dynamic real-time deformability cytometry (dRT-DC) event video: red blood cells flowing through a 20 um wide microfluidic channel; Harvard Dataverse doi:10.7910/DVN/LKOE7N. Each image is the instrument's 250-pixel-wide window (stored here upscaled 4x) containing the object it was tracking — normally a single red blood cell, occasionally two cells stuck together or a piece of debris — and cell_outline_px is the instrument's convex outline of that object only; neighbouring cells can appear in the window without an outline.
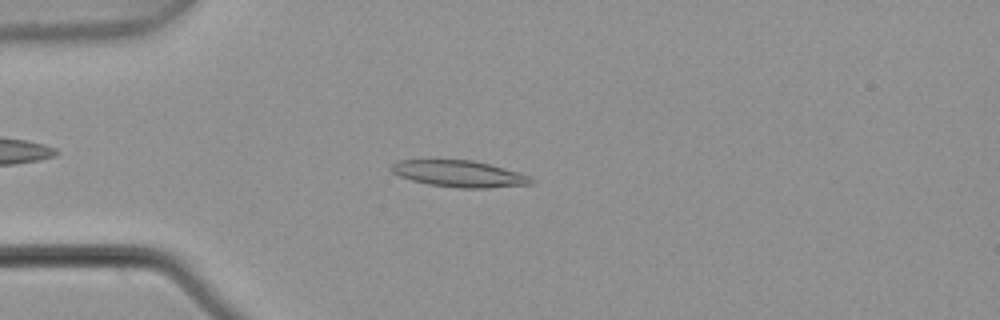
{"species": "common noctule bat (a hibernating species)", "species_latin": "Nyctalus noctula", "temperature_condition": "warm", "stored_images_in_passage": 4, "camera_frame_rate_fps": 3000, "um_per_image_px": 0.085, "animal": {"sex": "male", "body_mass_g": 21.5, "forearm_length_mm": 52.0}, "frame": {"image": 1, "passage_image": 3, "time_ms": 0.667, "image_size_px": [1000, 320], "cell_outline_px": [[536, 184], [488, 188], [460, 188], [428, 184], [412, 180], [400, 176], [392, 172], [388, 168], [396, 160], [472, 160], [504, 168], [532, 176], [536, 180]], "centroid_in_image_um": [39.08, 14.78], "position_along_channel_um": 45.9, "area_um2": 21.79}}
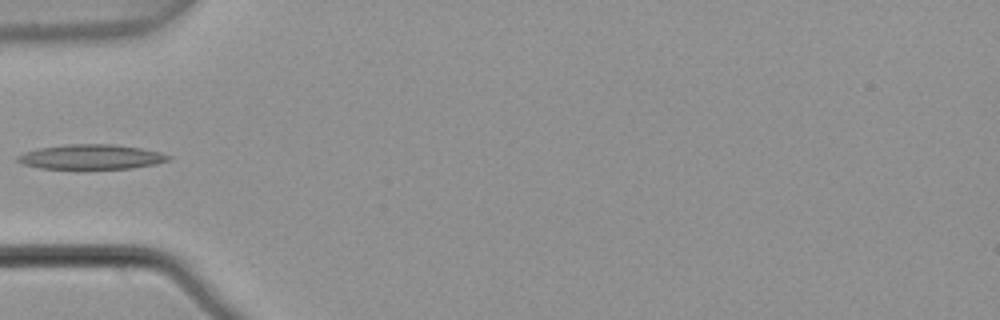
{"frame": {"image": 2, "passage_image": 4, "time_ms": 1.0, "image_size_px": [1000, 320], "cell_outline_px": [[172, 160], [156, 164], [132, 168], [40, 168], [24, 164], [16, 160], [16, 156], [24, 152], [40, 148], [64, 144], [112, 144], [140, 148], [160, 152], [172, 156]], "centroid_in_image_um": [7.79, 13.32], "position_along_channel_um": 77.2, "area_um2": 21.68}}